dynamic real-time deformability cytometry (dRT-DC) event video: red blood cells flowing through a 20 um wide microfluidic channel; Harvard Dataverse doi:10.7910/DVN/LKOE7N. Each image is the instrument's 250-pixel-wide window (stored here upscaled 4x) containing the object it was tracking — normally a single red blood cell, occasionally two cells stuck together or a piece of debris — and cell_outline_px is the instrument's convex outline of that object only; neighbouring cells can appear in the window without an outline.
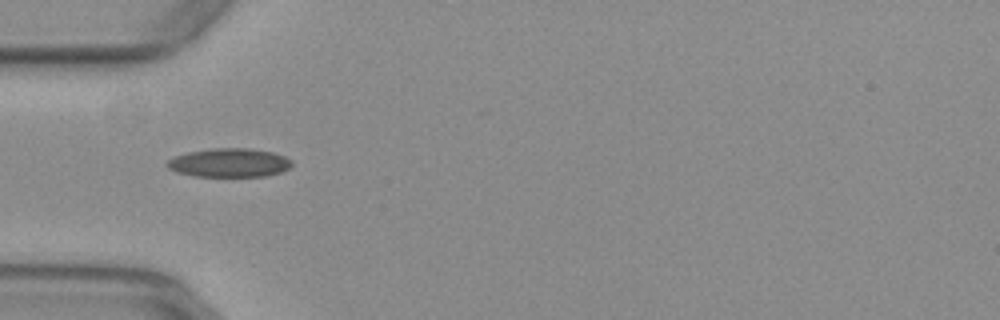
{"species": "common noctule bat (a hibernating species)", "species_latin": "Nyctalus noctula", "temperature_condition": "warm", "stored_images_in_passage": 19, "camera_frame_rate_fps": 3000, "um_per_image_px": 0.085, "animal": {"sex": "female", "body_mass_g": 29.2, "forearm_length_mm": 56.3}, "frame": {"image": 1, "passage_image": 1, "time_ms": 0.0, "image_size_px": [1000, 320], "cell_outline_px": [[292, 164], [288, 168], [280, 172], [264, 176], [196, 176], [176, 172], [168, 168], [164, 164], [168, 160], [176, 156], [188, 152], [212, 148], [252, 148], [272, 152], [284, 156], [292, 160]], "centroid_in_image_um": [19.48, 13.82], "position_along_channel_um": 65.5, "area_um2": 20.87}}
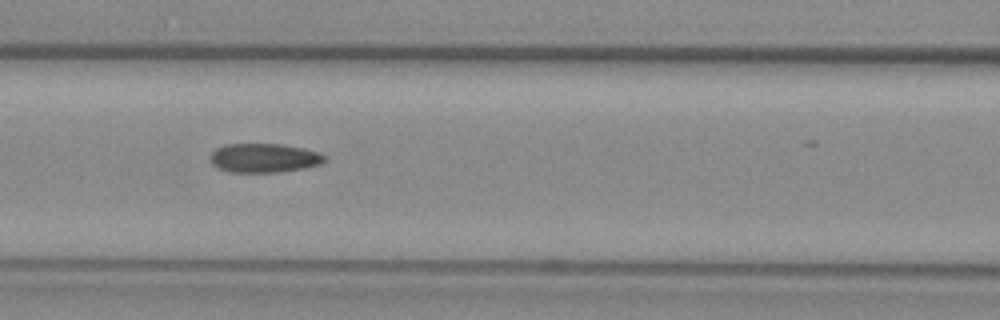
{"frame": {"image": 2, "passage_image": 7, "time_ms": 2.0, "image_size_px": [1000, 320], "cell_outline_px": [[324, 160], [320, 164], [304, 168], [280, 172], [228, 172], [212, 164], [208, 156], [216, 148], [224, 144], [280, 144], [304, 148], [320, 152], [324, 156]], "centroid_in_image_um": [22.41, 13.42], "position_along_channel_um": 144.2, "area_um2": 19.42}}
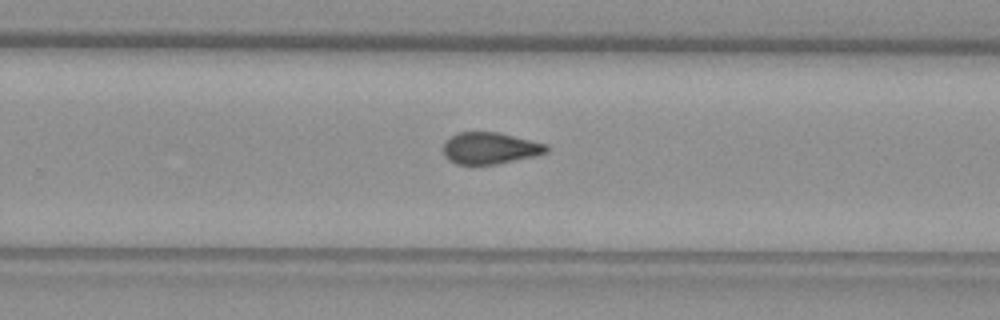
{"frame": {"image": 3, "passage_image": 18, "time_ms": 5.667, "image_size_px": [1000, 320], "cell_outline_px": [[548, 152], [536, 156], [496, 164], [456, 164], [448, 160], [444, 156], [444, 140], [460, 132], [496, 132], [548, 144]], "centroid_in_image_um": [41.65, 12.6], "position_along_channel_um": 288.1, "area_um2": 19.02}}